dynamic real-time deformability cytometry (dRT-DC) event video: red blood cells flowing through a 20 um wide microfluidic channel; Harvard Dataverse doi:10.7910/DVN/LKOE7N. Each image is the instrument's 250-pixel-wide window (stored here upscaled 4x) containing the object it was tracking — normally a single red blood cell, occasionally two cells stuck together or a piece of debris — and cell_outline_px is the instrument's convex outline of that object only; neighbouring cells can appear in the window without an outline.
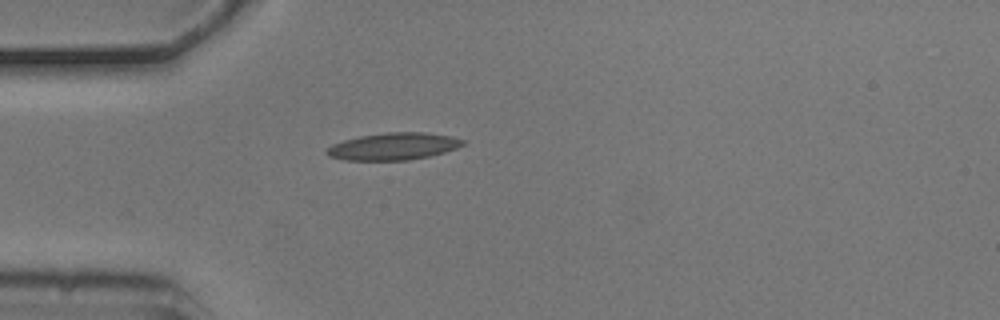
{"species": "common noctule bat (a hibernating species)", "species_latin": "Nyctalus noctula", "temperature_condition": "cold", "stored_images_in_passage": 1, "camera_frame_rate_fps": 3000, "um_per_image_px": 0.085, "animal": {"sex": "male", "body_mass_g": 20.5, "forearm_length_mm": 52.5}, "frame": {"image": 1, "passage_image": 1, "time_ms": 0.0, "image_size_px": [1000, 320], "cell_outline_px": [[468, 140], [464, 144], [456, 148], [444, 152], [428, 156], [408, 160], [348, 160], [328, 156], [324, 152], [332, 144], [344, 140], [360, 136], [388, 132], [424, 132], [452, 136]], "centroid_in_image_um": [33.46, 12.43], "position_along_channel_um": 51.5, "area_um2": 21.5}}